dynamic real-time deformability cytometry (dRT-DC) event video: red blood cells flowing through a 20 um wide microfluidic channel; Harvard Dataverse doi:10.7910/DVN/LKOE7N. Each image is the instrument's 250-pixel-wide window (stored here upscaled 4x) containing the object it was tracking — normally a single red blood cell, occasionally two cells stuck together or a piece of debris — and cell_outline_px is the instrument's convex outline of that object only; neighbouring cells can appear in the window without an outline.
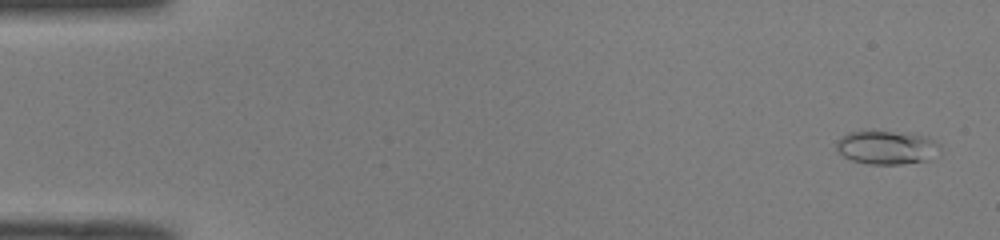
{"species": "common noctule bat (a hibernating species)", "species_latin": "Nyctalus noctula", "temperature_condition": "room temperature", "stored_images_in_passage": 50, "camera_frame_rate_fps": 3000, "um_per_image_px": 0.085, "animal": {"sex": "male", "body_mass_g": 19.0, "forearm_length_mm": 50.8}, "frame": {"image": 1, "passage_image": 2, "time_ms": 0.333, "image_size_px": [1000, 240], "cell_outline_px": [[940, 148], [924, 160], [900, 164], [868, 164], [852, 160], [844, 156], [836, 148], [836, 140], [848, 132], [908, 132], [928, 136], [940, 144]], "centroid_in_image_um": [75.34, 12.52], "position_along_channel_um": 9.7, "area_um2": 19.94}}
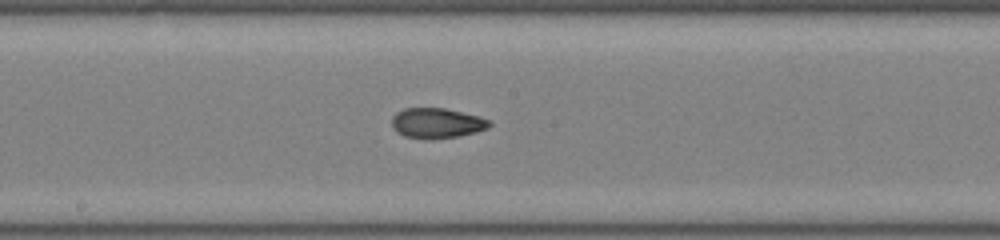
{"frame": {"image": 2, "passage_image": 27, "time_ms": 8.667, "image_size_px": [1000, 240], "cell_outline_px": [[492, 124], [488, 128], [476, 132], [460, 136], [432, 140], [424, 140], [404, 136], [396, 132], [392, 128], [392, 116], [396, 112], [404, 108], [444, 108], [480, 116], [492, 120]], "centroid_in_image_um": [37.13, 10.48], "position_along_channel_um": 211.1, "area_um2": 17.63}}
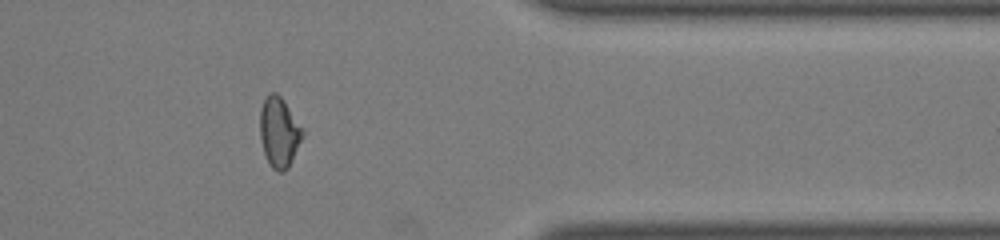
{"frame": {"image": 3, "passage_image": 41, "time_ms": 13.333, "image_size_px": [1000, 240], "cell_outline_px": [[304, 136], [288, 168], [284, 172], [276, 172], [268, 164], [260, 140], [260, 108], [268, 92], [276, 92], [280, 96], [304, 128]], "centroid_in_image_um": [23.73, 11.25], "position_along_channel_um": 387.7, "area_um2": 17.69}, "authors_computed_cell_mechanics": {"area_um2": 17.3689, "velocity_mm_per_s": 4.1042, "shape_relaxation_time_tau1_ms": null, "shape_relaxation_time_tau2_ms": 2.0991, "deformation_change_tau1": null, "deformation_change_tau2": 0.0852}}